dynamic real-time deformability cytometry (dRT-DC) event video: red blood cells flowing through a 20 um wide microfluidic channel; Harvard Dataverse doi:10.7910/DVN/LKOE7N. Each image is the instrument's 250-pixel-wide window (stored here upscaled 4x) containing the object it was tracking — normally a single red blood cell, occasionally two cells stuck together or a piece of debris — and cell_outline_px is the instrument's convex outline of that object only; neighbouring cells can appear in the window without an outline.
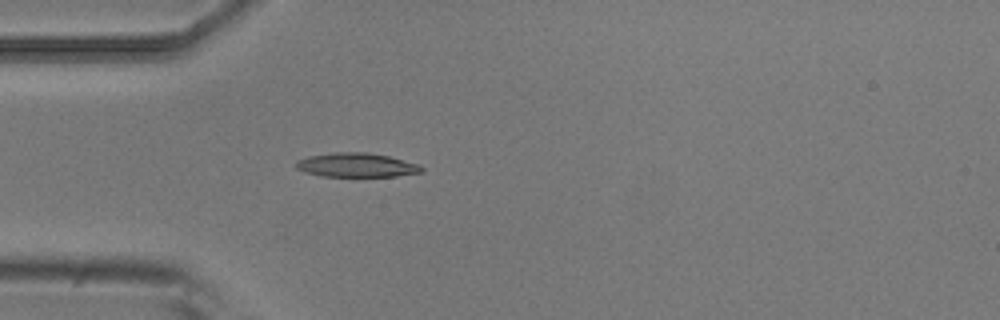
{"species": "common noctule bat (a hibernating species)", "species_latin": "Nyctalus noctula", "temperature_condition": "room temperature", "stored_images_in_passage": 4, "camera_frame_rate_fps": 3000, "um_per_image_px": 0.085, "animal": {"sex": "male", "body_mass_g": 20.5, "forearm_length_mm": 52.5}, "frame": {"image": 1, "passage_image": 4, "time_ms": 1.0, "image_size_px": [1000, 320], "cell_outline_px": [[424, 172], [396, 176], [320, 176], [304, 172], [296, 168], [296, 160], [312, 156], [336, 152], [364, 152], [388, 156], [420, 164], [424, 168]], "centroid_in_image_um": [30.34, 14.04], "position_along_channel_um": 54.7, "area_um2": 17.57}}